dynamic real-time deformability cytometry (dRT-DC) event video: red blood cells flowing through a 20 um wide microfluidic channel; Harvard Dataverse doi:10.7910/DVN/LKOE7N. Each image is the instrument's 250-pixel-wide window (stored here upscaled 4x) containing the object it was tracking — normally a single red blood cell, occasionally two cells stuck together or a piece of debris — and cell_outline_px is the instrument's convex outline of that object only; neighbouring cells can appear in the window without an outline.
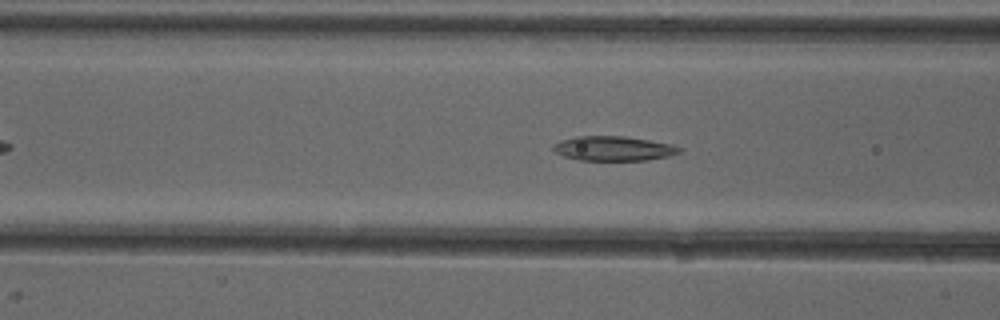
{"species": "common noctule bat (a hibernating species)", "species_latin": "Nyctalus noctula", "temperature_condition": "cold", "stored_images_in_passage": 44, "camera_frame_rate_fps": 3000, "um_per_image_px": 0.085, "animal": {"sex": "female"}, "frame": {"image": 1, "passage_image": 13, "time_ms": 4.0, "image_size_px": [1000, 320], "cell_outline_px": [[684, 148], [680, 152], [668, 156], [648, 160], [580, 160], [564, 156], [556, 152], [552, 148], [552, 144], [560, 140], [576, 136], [624, 136], [672, 144]], "centroid_in_image_um": [52.15, 12.61], "position_along_channel_um": 114.5, "area_um2": 18.09}}
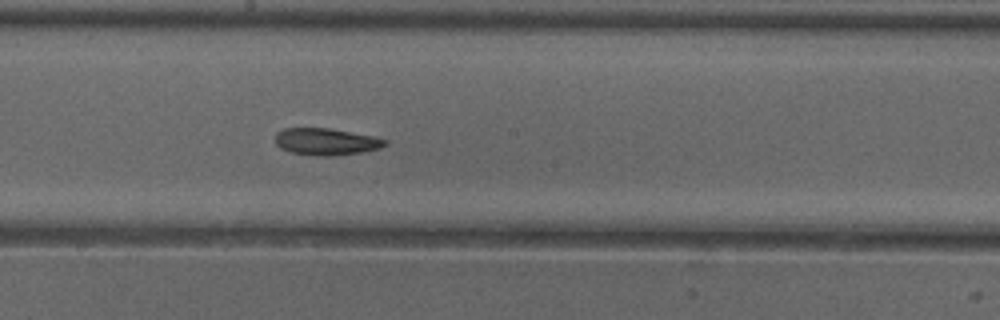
{"frame": {"image": 2, "passage_image": 21, "time_ms": 6.667, "image_size_px": [1000, 320], "cell_outline_px": [[388, 144], [380, 148], [360, 152], [328, 156], [316, 156], [292, 152], [280, 148], [276, 144], [276, 132], [284, 128], [328, 128], [376, 136], [388, 140]], "centroid_in_image_um": [27.74, 12.03], "position_along_channel_um": 220.5, "area_um2": 17.22}}
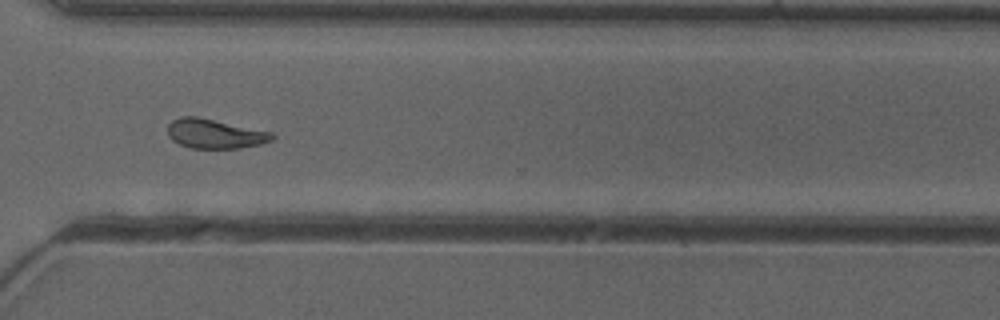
{"frame": {"image": 3, "passage_image": 31, "time_ms": 10.0, "image_size_px": [1000, 320], "cell_outline_px": [[276, 136], [272, 140], [260, 144], [240, 148], [188, 148], [172, 140], [168, 136], [168, 124], [172, 120], [180, 116], [196, 116], [272, 132]], "centroid_in_image_um": [18.24, 11.37], "position_along_channel_um": 352.4, "area_um2": 17.92}, "authors_computed_cell_mechanics": {"area_um2": 18.0336, "velocity_mm_per_s": 3.9715, "shape_relaxation_time_tau1_ms": 8.2021, "shape_relaxation_time_tau2_ms": 4.1938, "deformation_change_tau1": 0.1701, "deformation_change_tau2": 0.1103}}